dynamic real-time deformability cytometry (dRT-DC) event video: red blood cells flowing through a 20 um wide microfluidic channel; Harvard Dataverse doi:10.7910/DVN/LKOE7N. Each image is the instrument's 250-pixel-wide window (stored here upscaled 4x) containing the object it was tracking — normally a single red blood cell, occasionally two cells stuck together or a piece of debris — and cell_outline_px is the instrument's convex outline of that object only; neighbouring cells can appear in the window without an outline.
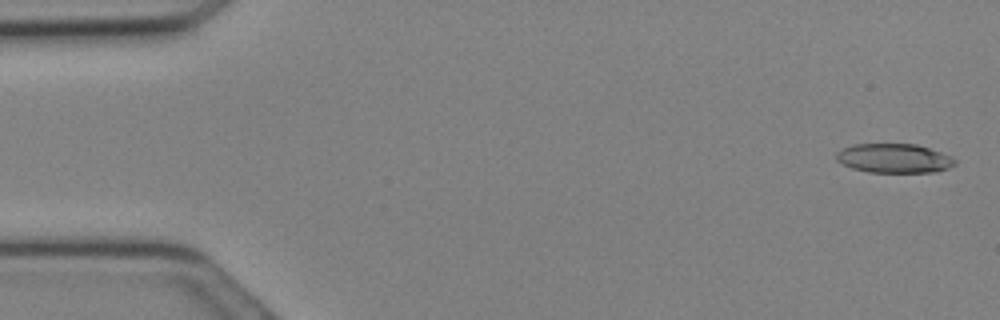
{"species": "Egyptian fruit bat (a non-hibernating species)", "species_latin": "Rousettus aegyptiacus", "temperature_condition": "cold", "stored_images_in_passage": 16, "camera_frame_rate_fps": 3000, "um_per_image_px": 0.085, "animal": {"sex": "female"}, "frame": {"image": 1, "passage_image": 1, "time_ms": 0.0, "image_size_px": [1000, 320], "cell_outline_px": [[956, 164], [948, 168], [936, 172], [868, 172], [852, 168], [836, 160], [836, 152], [844, 148], [856, 144], [916, 144], [952, 156], [956, 160]], "centroid_in_image_um": [76.02, 13.46], "position_along_channel_um": 9.0, "area_um2": 20.11}}
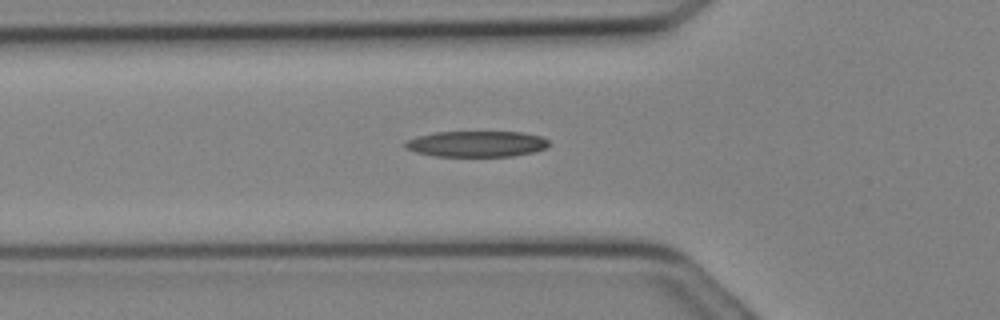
{"frame": {"image": 2, "passage_image": 10, "time_ms": 3.0, "image_size_px": [1000, 320], "cell_outline_px": [[548, 144], [544, 148], [532, 152], [512, 156], [436, 156], [416, 152], [404, 148], [404, 144], [408, 140], [420, 136], [436, 132], [524, 132], [540, 136], [548, 140]], "centroid_in_image_um": [40.5, 12.23], "position_along_channel_um": 85.3, "area_um2": 21.44}}
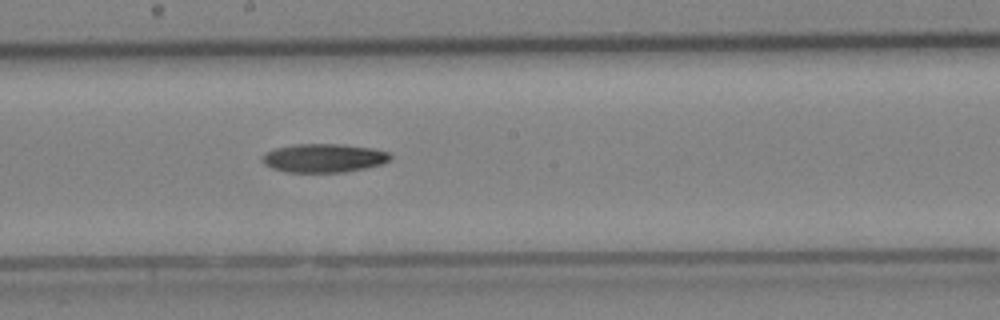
{"frame": {"image": 3, "passage_image": 16, "time_ms": 5.0, "image_size_px": [1000, 320], "cell_outline_px": [[392, 156], [388, 160], [380, 164], [364, 168], [344, 172], [288, 172], [272, 168], [264, 164], [260, 160], [264, 152], [276, 148], [296, 144], [340, 144], [372, 148], [388, 152]], "centroid_in_image_um": [27.47, 13.43], "position_along_channel_um": 220.7, "area_um2": 21.27}}